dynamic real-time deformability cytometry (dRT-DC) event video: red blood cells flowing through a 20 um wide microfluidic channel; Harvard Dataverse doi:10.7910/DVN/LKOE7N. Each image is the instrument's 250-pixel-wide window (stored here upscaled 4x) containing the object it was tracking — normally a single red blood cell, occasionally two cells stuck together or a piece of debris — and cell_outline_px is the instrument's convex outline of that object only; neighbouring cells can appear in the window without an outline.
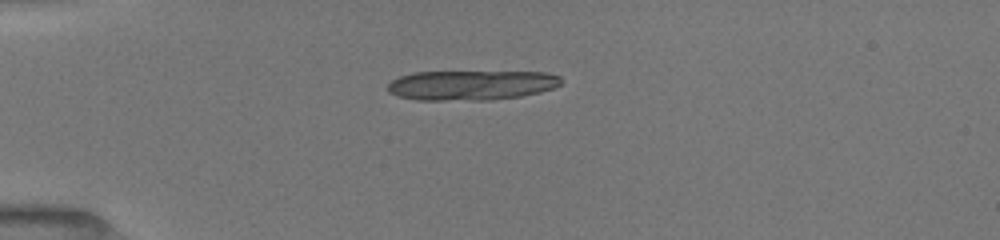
{"species": "common noctule bat (a hibernating species)", "species_latin": "Nyctalus noctula", "temperature_condition": "room temperature", "stored_images_in_passage": 7, "camera_frame_rate_fps": 3000, "um_per_image_px": 0.085, "animal": {"sex": "female", "body_mass_g": 19.5, "forearm_length_mm": 54.1}, "frame": {"image": 1, "passage_image": 1, "time_ms": 0.0, "image_size_px": [1000, 240], "cell_outline_px": [[560, 84], [552, 88], [540, 92], [520, 96], [488, 100], [416, 100], [396, 96], [388, 92], [388, 84], [392, 80], [400, 76], [412, 72], [548, 72], [560, 76]], "centroid_in_image_um": [40.02, 7.24], "position_along_channel_um": 45.0, "area_um2": 30.17}}
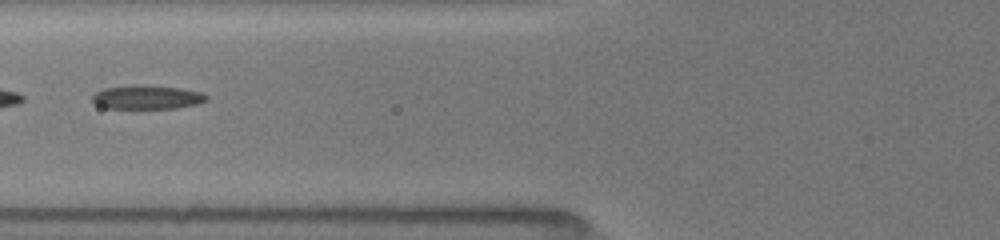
{"frame": {"image": 2, "passage_image": 5, "time_ms": 2.667, "image_size_px": [1000, 240], "cell_outline_px": [[208, 100], [196, 104], [176, 108], [140, 112], [104, 108], [96, 104], [92, 100], [92, 96], [96, 92], [104, 88], [132, 84], [136, 84], [180, 88], [204, 92], [208, 96]], "centroid_in_image_um": [12.47, 8.31], "position_along_channel_um": 113.3, "area_um2": 17.05}}
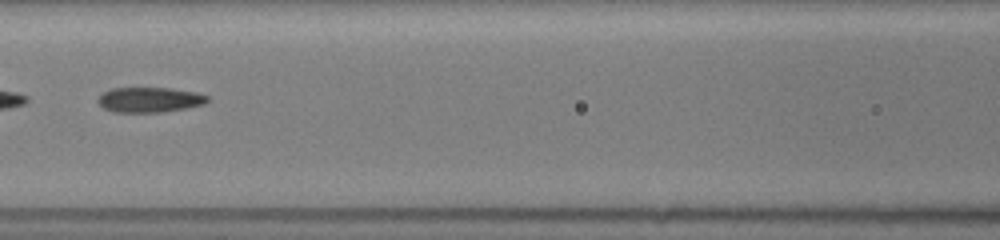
{"frame": {"image": 3, "passage_image": 6, "time_ms": 3.667, "image_size_px": [1000, 240], "cell_outline_px": [[208, 100], [204, 104], [188, 108], [160, 112], [112, 112], [104, 108], [96, 100], [104, 92], [112, 88], [172, 88], [196, 92], [208, 96]], "centroid_in_image_um": [12.72, 8.48], "position_along_channel_um": 153.9, "area_um2": 16.01}}